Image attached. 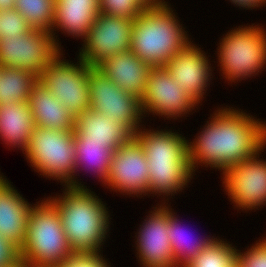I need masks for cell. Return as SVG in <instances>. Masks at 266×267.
Wrapping results in <instances>:
<instances>
[{
	"label": "cell",
	"mask_w": 266,
	"mask_h": 267,
	"mask_svg": "<svg viewBox=\"0 0 266 267\" xmlns=\"http://www.w3.org/2000/svg\"><path fill=\"white\" fill-rule=\"evenodd\" d=\"M214 115L197 139L187 144L192 172L201 162L224 171L265 147V123L230 107Z\"/></svg>",
	"instance_id": "6da1fadb"
},
{
	"label": "cell",
	"mask_w": 266,
	"mask_h": 267,
	"mask_svg": "<svg viewBox=\"0 0 266 267\" xmlns=\"http://www.w3.org/2000/svg\"><path fill=\"white\" fill-rule=\"evenodd\" d=\"M134 136L143 146L149 167L148 192L166 196L182 190L193 176L188 141L172 131H141ZM183 187V188H182Z\"/></svg>",
	"instance_id": "7a4b0ae2"
},
{
	"label": "cell",
	"mask_w": 266,
	"mask_h": 267,
	"mask_svg": "<svg viewBox=\"0 0 266 267\" xmlns=\"http://www.w3.org/2000/svg\"><path fill=\"white\" fill-rule=\"evenodd\" d=\"M64 195L48 199L57 209L73 252L101 251L109 228V215L91 190L65 188Z\"/></svg>",
	"instance_id": "3957f363"
},
{
	"label": "cell",
	"mask_w": 266,
	"mask_h": 267,
	"mask_svg": "<svg viewBox=\"0 0 266 267\" xmlns=\"http://www.w3.org/2000/svg\"><path fill=\"white\" fill-rule=\"evenodd\" d=\"M169 5L147 7L134 19L130 51L151 67H165L190 43Z\"/></svg>",
	"instance_id": "277c9868"
},
{
	"label": "cell",
	"mask_w": 266,
	"mask_h": 267,
	"mask_svg": "<svg viewBox=\"0 0 266 267\" xmlns=\"http://www.w3.org/2000/svg\"><path fill=\"white\" fill-rule=\"evenodd\" d=\"M19 251L23 262L55 267L73 253L60 215L48 198L30 210L26 237Z\"/></svg>",
	"instance_id": "5b68a950"
},
{
	"label": "cell",
	"mask_w": 266,
	"mask_h": 267,
	"mask_svg": "<svg viewBox=\"0 0 266 267\" xmlns=\"http://www.w3.org/2000/svg\"><path fill=\"white\" fill-rule=\"evenodd\" d=\"M74 138V131L36 127L25 155L31 166L42 173L40 175L62 180L61 182H65L64 186L70 188L85 189L86 187L74 179Z\"/></svg>",
	"instance_id": "8992f818"
},
{
	"label": "cell",
	"mask_w": 266,
	"mask_h": 267,
	"mask_svg": "<svg viewBox=\"0 0 266 267\" xmlns=\"http://www.w3.org/2000/svg\"><path fill=\"white\" fill-rule=\"evenodd\" d=\"M220 43L218 59L225 79L241 80L258 74L266 64V33L257 26L235 28Z\"/></svg>",
	"instance_id": "52a82bcc"
},
{
	"label": "cell",
	"mask_w": 266,
	"mask_h": 267,
	"mask_svg": "<svg viewBox=\"0 0 266 267\" xmlns=\"http://www.w3.org/2000/svg\"><path fill=\"white\" fill-rule=\"evenodd\" d=\"M52 32L32 28L25 34L0 37V66L14 67L40 76L61 53ZM60 49V50H59Z\"/></svg>",
	"instance_id": "ba28073f"
},
{
	"label": "cell",
	"mask_w": 266,
	"mask_h": 267,
	"mask_svg": "<svg viewBox=\"0 0 266 267\" xmlns=\"http://www.w3.org/2000/svg\"><path fill=\"white\" fill-rule=\"evenodd\" d=\"M61 55L49 63L38 81L76 118L90 109L88 65L80 59L79 64H71L61 60Z\"/></svg>",
	"instance_id": "9c48e42d"
},
{
	"label": "cell",
	"mask_w": 266,
	"mask_h": 267,
	"mask_svg": "<svg viewBox=\"0 0 266 267\" xmlns=\"http://www.w3.org/2000/svg\"><path fill=\"white\" fill-rule=\"evenodd\" d=\"M88 88L90 110L109 117L112 122L126 125L134 133L140 129L143 114L138 97L121 89L97 67L88 66Z\"/></svg>",
	"instance_id": "30bf717a"
},
{
	"label": "cell",
	"mask_w": 266,
	"mask_h": 267,
	"mask_svg": "<svg viewBox=\"0 0 266 267\" xmlns=\"http://www.w3.org/2000/svg\"><path fill=\"white\" fill-rule=\"evenodd\" d=\"M134 19L99 13L84 38L80 60L96 67L108 57L129 51Z\"/></svg>",
	"instance_id": "8fae6325"
},
{
	"label": "cell",
	"mask_w": 266,
	"mask_h": 267,
	"mask_svg": "<svg viewBox=\"0 0 266 267\" xmlns=\"http://www.w3.org/2000/svg\"><path fill=\"white\" fill-rule=\"evenodd\" d=\"M259 153L222 172L223 185L225 183L230 200L242 210H252L266 204V161L257 159Z\"/></svg>",
	"instance_id": "7c38bea8"
},
{
	"label": "cell",
	"mask_w": 266,
	"mask_h": 267,
	"mask_svg": "<svg viewBox=\"0 0 266 267\" xmlns=\"http://www.w3.org/2000/svg\"><path fill=\"white\" fill-rule=\"evenodd\" d=\"M148 169L143 146L134 136L115 150L105 185L127 195H145L148 193Z\"/></svg>",
	"instance_id": "4fadbf2b"
},
{
	"label": "cell",
	"mask_w": 266,
	"mask_h": 267,
	"mask_svg": "<svg viewBox=\"0 0 266 267\" xmlns=\"http://www.w3.org/2000/svg\"><path fill=\"white\" fill-rule=\"evenodd\" d=\"M140 103L142 113L149 111L167 118L186 114L197 105L165 67L151 68Z\"/></svg>",
	"instance_id": "5bb4252c"
},
{
	"label": "cell",
	"mask_w": 266,
	"mask_h": 267,
	"mask_svg": "<svg viewBox=\"0 0 266 267\" xmlns=\"http://www.w3.org/2000/svg\"><path fill=\"white\" fill-rule=\"evenodd\" d=\"M168 208L155 207L138 232L137 250L144 267H177L167 233Z\"/></svg>",
	"instance_id": "9a60e30c"
},
{
	"label": "cell",
	"mask_w": 266,
	"mask_h": 267,
	"mask_svg": "<svg viewBox=\"0 0 266 267\" xmlns=\"http://www.w3.org/2000/svg\"><path fill=\"white\" fill-rule=\"evenodd\" d=\"M191 44L190 42L175 54L165 68L182 90L199 104L212 74L206 55L200 48Z\"/></svg>",
	"instance_id": "2e32d148"
},
{
	"label": "cell",
	"mask_w": 266,
	"mask_h": 267,
	"mask_svg": "<svg viewBox=\"0 0 266 267\" xmlns=\"http://www.w3.org/2000/svg\"><path fill=\"white\" fill-rule=\"evenodd\" d=\"M96 67L121 89L139 99L144 93L152 68L130 50L108 57Z\"/></svg>",
	"instance_id": "e0dca14e"
},
{
	"label": "cell",
	"mask_w": 266,
	"mask_h": 267,
	"mask_svg": "<svg viewBox=\"0 0 266 267\" xmlns=\"http://www.w3.org/2000/svg\"><path fill=\"white\" fill-rule=\"evenodd\" d=\"M32 207L8 180L0 177V236L20 248Z\"/></svg>",
	"instance_id": "ac0fdd59"
},
{
	"label": "cell",
	"mask_w": 266,
	"mask_h": 267,
	"mask_svg": "<svg viewBox=\"0 0 266 267\" xmlns=\"http://www.w3.org/2000/svg\"><path fill=\"white\" fill-rule=\"evenodd\" d=\"M74 135L79 141L104 142L116 150L134 137V132L89 109L75 118Z\"/></svg>",
	"instance_id": "d6986e66"
},
{
	"label": "cell",
	"mask_w": 266,
	"mask_h": 267,
	"mask_svg": "<svg viewBox=\"0 0 266 267\" xmlns=\"http://www.w3.org/2000/svg\"><path fill=\"white\" fill-rule=\"evenodd\" d=\"M28 105L36 127L74 131L75 117L39 81L31 89Z\"/></svg>",
	"instance_id": "ffe728a7"
},
{
	"label": "cell",
	"mask_w": 266,
	"mask_h": 267,
	"mask_svg": "<svg viewBox=\"0 0 266 267\" xmlns=\"http://www.w3.org/2000/svg\"><path fill=\"white\" fill-rule=\"evenodd\" d=\"M99 13V0H56L52 35H55V27L69 35L85 38Z\"/></svg>",
	"instance_id": "44dd1931"
},
{
	"label": "cell",
	"mask_w": 266,
	"mask_h": 267,
	"mask_svg": "<svg viewBox=\"0 0 266 267\" xmlns=\"http://www.w3.org/2000/svg\"><path fill=\"white\" fill-rule=\"evenodd\" d=\"M35 128L28 102L0 104V138L8 145L26 151Z\"/></svg>",
	"instance_id": "7402d4cb"
},
{
	"label": "cell",
	"mask_w": 266,
	"mask_h": 267,
	"mask_svg": "<svg viewBox=\"0 0 266 267\" xmlns=\"http://www.w3.org/2000/svg\"><path fill=\"white\" fill-rule=\"evenodd\" d=\"M38 76L26 70L0 66V104L28 102Z\"/></svg>",
	"instance_id": "603a6c76"
},
{
	"label": "cell",
	"mask_w": 266,
	"mask_h": 267,
	"mask_svg": "<svg viewBox=\"0 0 266 267\" xmlns=\"http://www.w3.org/2000/svg\"><path fill=\"white\" fill-rule=\"evenodd\" d=\"M76 152H75V170L85 165L97 173L101 181L105 184L106 178L110 170V164L115 152L107 143L95 141H79L74 138ZM88 164V165H87ZM97 171V172H96Z\"/></svg>",
	"instance_id": "cb8c5ba5"
},
{
	"label": "cell",
	"mask_w": 266,
	"mask_h": 267,
	"mask_svg": "<svg viewBox=\"0 0 266 267\" xmlns=\"http://www.w3.org/2000/svg\"><path fill=\"white\" fill-rule=\"evenodd\" d=\"M178 222H180L179 219L175 217L172 210L168 209L167 233L172 247L174 262L177 267H184L193 260L198 253L210 246L215 241V238H200L199 241L195 239L196 241L192 242L191 240L189 242V239L187 240L188 237L186 238L185 236L186 232L184 233V230H182L183 228H180L181 224Z\"/></svg>",
	"instance_id": "d4e9b609"
},
{
	"label": "cell",
	"mask_w": 266,
	"mask_h": 267,
	"mask_svg": "<svg viewBox=\"0 0 266 267\" xmlns=\"http://www.w3.org/2000/svg\"><path fill=\"white\" fill-rule=\"evenodd\" d=\"M56 0H15V9L34 29L52 30Z\"/></svg>",
	"instance_id": "484cf974"
},
{
	"label": "cell",
	"mask_w": 266,
	"mask_h": 267,
	"mask_svg": "<svg viewBox=\"0 0 266 267\" xmlns=\"http://www.w3.org/2000/svg\"><path fill=\"white\" fill-rule=\"evenodd\" d=\"M237 251L231 244L216 238L184 267H237Z\"/></svg>",
	"instance_id": "4316f807"
},
{
	"label": "cell",
	"mask_w": 266,
	"mask_h": 267,
	"mask_svg": "<svg viewBox=\"0 0 266 267\" xmlns=\"http://www.w3.org/2000/svg\"><path fill=\"white\" fill-rule=\"evenodd\" d=\"M100 13L135 19L147 6L140 0H99Z\"/></svg>",
	"instance_id": "83f0119b"
},
{
	"label": "cell",
	"mask_w": 266,
	"mask_h": 267,
	"mask_svg": "<svg viewBox=\"0 0 266 267\" xmlns=\"http://www.w3.org/2000/svg\"><path fill=\"white\" fill-rule=\"evenodd\" d=\"M31 29L29 23L15 8L0 12V37L25 34Z\"/></svg>",
	"instance_id": "f1b7e54d"
},
{
	"label": "cell",
	"mask_w": 266,
	"mask_h": 267,
	"mask_svg": "<svg viewBox=\"0 0 266 267\" xmlns=\"http://www.w3.org/2000/svg\"><path fill=\"white\" fill-rule=\"evenodd\" d=\"M99 252H73L70 257L57 267H110Z\"/></svg>",
	"instance_id": "f546056e"
},
{
	"label": "cell",
	"mask_w": 266,
	"mask_h": 267,
	"mask_svg": "<svg viewBox=\"0 0 266 267\" xmlns=\"http://www.w3.org/2000/svg\"><path fill=\"white\" fill-rule=\"evenodd\" d=\"M237 267H266V239L256 242L244 254L237 252Z\"/></svg>",
	"instance_id": "4dcf8cb0"
},
{
	"label": "cell",
	"mask_w": 266,
	"mask_h": 267,
	"mask_svg": "<svg viewBox=\"0 0 266 267\" xmlns=\"http://www.w3.org/2000/svg\"><path fill=\"white\" fill-rule=\"evenodd\" d=\"M20 260L19 247L0 236V267L12 266Z\"/></svg>",
	"instance_id": "1f68e13d"
},
{
	"label": "cell",
	"mask_w": 266,
	"mask_h": 267,
	"mask_svg": "<svg viewBox=\"0 0 266 267\" xmlns=\"http://www.w3.org/2000/svg\"><path fill=\"white\" fill-rule=\"evenodd\" d=\"M233 3H235L238 6L247 8V9H251L254 7H259L261 6L263 3H266V0H230Z\"/></svg>",
	"instance_id": "d6a6232c"
},
{
	"label": "cell",
	"mask_w": 266,
	"mask_h": 267,
	"mask_svg": "<svg viewBox=\"0 0 266 267\" xmlns=\"http://www.w3.org/2000/svg\"><path fill=\"white\" fill-rule=\"evenodd\" d=\"M15 8V0H0V12Z\"/></svg>",
	"instance_id": "836d02e7"
},
{
	"label": "cell",
	"mask_w": 266,
	"mask_h": 267,
	"mask_svg": "<svg viewBox=\"0 0 266 267\" xmlns=\"http://www.w3.org/2000/svg\"><path fill=\"white\" fill-rule=\"evenodd\" d=\"M140 1H142L147 7H157L167 4V2H163L162 0H140Z\"/></svg>",
	"instance_id": "e575fe53"
},
{
	"label": "cell",
	"mask_w": 266,
	"mask_h": 267,
	"mask_svg": "<svg viewBox=\"0 0 266 267\" xmlns=\"http://www.w3.org/2000/svg\"><path fill=\"white\" fill-rule=\"evenodd\" d=\"M23 267H55V266L35 265V264L23 262Z\"/></svg>",
	"instance_id": "d590c367"
},
{
	"label": "cell",
	"mask_w": 266,
	"mask_h": 267,
	"mask_svg": "<svg viewBox=\"0 0 266 267\" xmlns=\"http://www.w3.org/2000/svg\"><path fill=\"white\" fill-rule=\"evenodd\" d=\"M8 267H23V261L21 259L17 264H14V265L8 266Z\"/></svg>",
	"instance_id": "8d00e7d4"
}]
</instances>
